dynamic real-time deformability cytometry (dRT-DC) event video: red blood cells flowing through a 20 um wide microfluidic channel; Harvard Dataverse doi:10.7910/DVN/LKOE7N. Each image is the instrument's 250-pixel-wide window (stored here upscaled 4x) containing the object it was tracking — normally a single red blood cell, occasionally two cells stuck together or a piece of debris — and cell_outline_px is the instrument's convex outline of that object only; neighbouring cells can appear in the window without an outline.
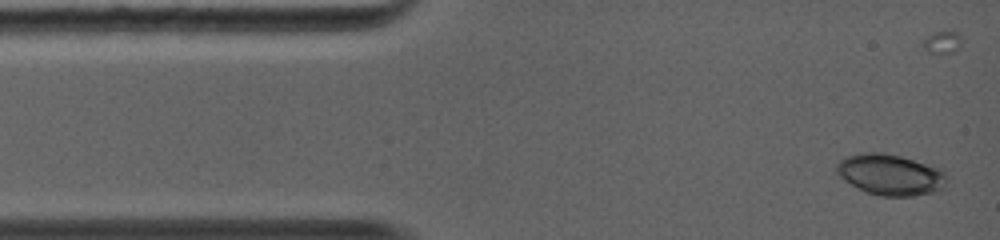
{"species": "common noctule bat (a hibernating species)", "species_latin": "Nyctalus noctula", "temperature_condition": "warm", "stored_images_in_passage": 61, "camera_frame_rate_fps": 5000, "um_per_image_px": 0.085, "animal": {"sex": "female", "body_mass_g": 19.0, "forearm_length_mm": 56.7}, "frame": {"image": 1, "passage_image": 1, "time_ms": 0.0, "image_size_px": [1000, 240], "cell_outline_px": [[944, 184], [940, 188], [932, 192], [912, 196], [880, 196], [864, 192], [840, 176], [836, 172], [836, 164], [840, 160], [848, 156], [860, 152], [880, 152], [900, 156], [940, 168], [944, 172]], "centroid_in_image_um": [75.63, 14.84], "position_along_channel_um": 9.4, "area_um2": 25.95}}
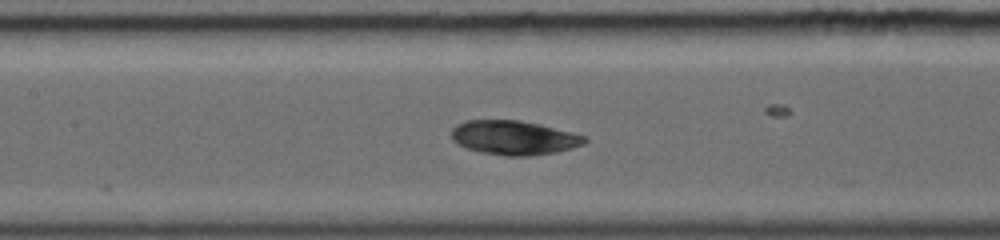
{"frame": {"image": 2, "passage_image": 26, "time_ms": 5.0, "image_size_px": [1000, 240], "cell_outline_px": [[588, 140], [584, 144], [572, 148], [556, 152], [528, 156], [504, 156], [480, 152], [468, 148], [452, 140], [452, 128], [456, 124], [464, 120], [520, 120], [540, 124], [584, 136]], "centroid_in_image_um": [43.67, 11.7], "position_along_channel_um": 163.7, "area_um2": 26.47}}
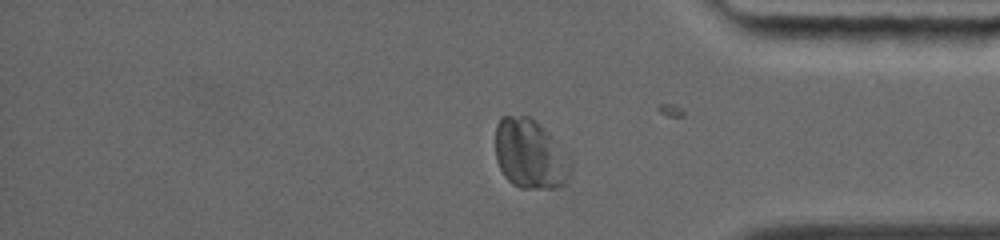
{"frame": {"image": 3, "passage_image": 52, "time_ms": 10.4, "image_size_px": [1000, 240], "cell_outline_px": [[572, 168], [568, 176], [556, 188], [520, 188], [512, 184], [504, 176], [496, 160], [496, 124], [500, 116], [528, 116], [536, 120], [548, 132], [572, 160]], "centroid_in_image_um": [45.04, 13.09], "position_along_channel_um": 390.2, "area_um2": 30.52}, "authors_computed_cell_mechanics": {"area_um2": 26.9348, "velocity_mm_per_s": 4.3991, "shape_relaxation_time_tau1_ms": 2.5803, "shape_relaxation_time_tau2_ms": 3.7732, "deformation_change_tau1": 0.0421, "deformation_change_tau2": 0.0625}}